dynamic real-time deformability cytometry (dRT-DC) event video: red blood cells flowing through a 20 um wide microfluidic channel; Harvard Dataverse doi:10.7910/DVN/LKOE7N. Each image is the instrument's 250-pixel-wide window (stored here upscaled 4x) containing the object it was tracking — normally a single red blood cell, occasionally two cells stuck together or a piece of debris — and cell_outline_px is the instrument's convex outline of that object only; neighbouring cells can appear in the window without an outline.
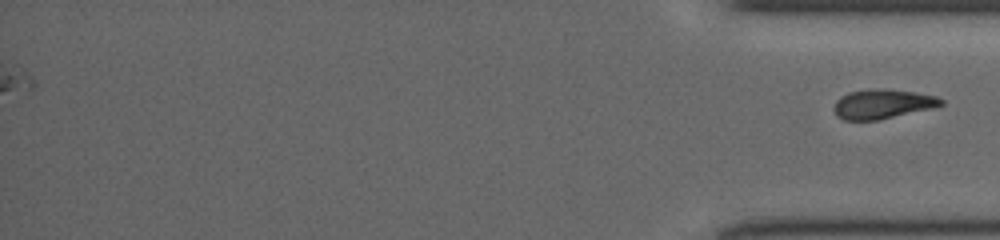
{"species": "common noctule bat (a hibernating species)", "species_latin": "Nyctalus noctula", "temperature_condition": "cold", "stored_images_in_passage": 34, "segment_of_instrument_passage": [2, 2], "camera_frame_rate_fps": 3000, "um_per_image_px": 0.085, "animal": {"sex": "female", "body_mass_g": 19.5, "forearm_length_mm": 54.1}, "frame": {"image": 1, "passage_image": 34, "time_ms": 11.0, "image_size_px": [1000, 240], "cell_outline_px": [[944, 104], [932, 108], [876, 120], [844, 120], [836, 116], [832, 108], [836, 100], [840, 96], [848, 92], [868, 88], [880, 88], [912, 92], [936, 96], [944, 100]], "centroid_in_image_um": [74.95, 8.83], "position_along_channel_um": 360.2, "area_um2": 18.44}}